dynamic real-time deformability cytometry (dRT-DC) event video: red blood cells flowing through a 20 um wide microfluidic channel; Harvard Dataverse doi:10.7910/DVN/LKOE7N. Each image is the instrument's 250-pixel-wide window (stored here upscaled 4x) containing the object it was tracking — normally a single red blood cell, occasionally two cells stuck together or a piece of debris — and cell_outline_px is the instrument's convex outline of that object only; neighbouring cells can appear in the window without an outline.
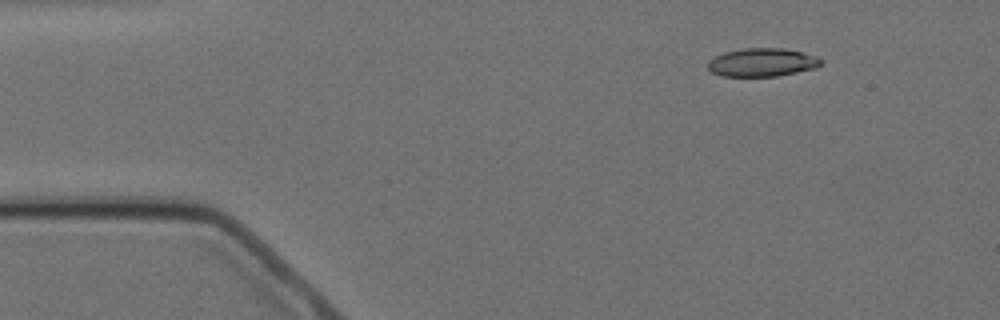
{"species": "Egyptian fruit bat (a non-hibernating species)", "species_latin": "Rousettus aegyptiacus", "temperature_condition": "cold", "stored_images_in_passage": 3, "camera_frame_rate_fps": 3000, "um_per_image_px": 0.085, "animal": {"sex": "female"}, "frame": {"image": 1, "passage_image": 1, "time_ms": 0.0, "image_size_px": [1000, 320], "cell_outline_px": [[820, 64], [816, 68], [776, 76], [720, 76], [712, 72], [708, 68], [708, 60], [724, 52], [740, 48], [784, 48], [816, 56], [820, 60]], "centroid_in_image_um": [64.73, 5.3], "position_along_channel_um": 20.3, "area_um2": 18.55}}
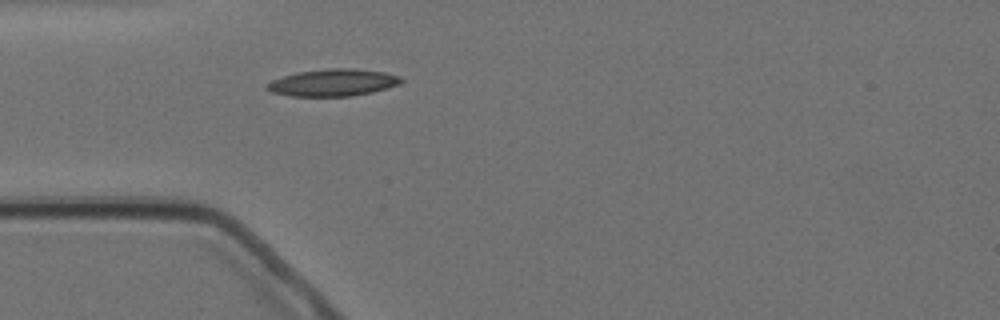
{"frame": {"image": 2, "passage_image": 3, "time_ms": 3.0, "image_size_px": [1000, 320], "cell_outline_px": [[404, 80], [400, 84], [372, 92], [352, 96], [292, 96], [272, 92], [264, 88], [264, 84], [272, 80], [296, 72], [328, 68], [352, 68], [384, 72], [400, 76]], "centroid_in_image_um": [28.29, 7.02], "position_along_channel_um": 56.7, "area_um2": 21.27}}